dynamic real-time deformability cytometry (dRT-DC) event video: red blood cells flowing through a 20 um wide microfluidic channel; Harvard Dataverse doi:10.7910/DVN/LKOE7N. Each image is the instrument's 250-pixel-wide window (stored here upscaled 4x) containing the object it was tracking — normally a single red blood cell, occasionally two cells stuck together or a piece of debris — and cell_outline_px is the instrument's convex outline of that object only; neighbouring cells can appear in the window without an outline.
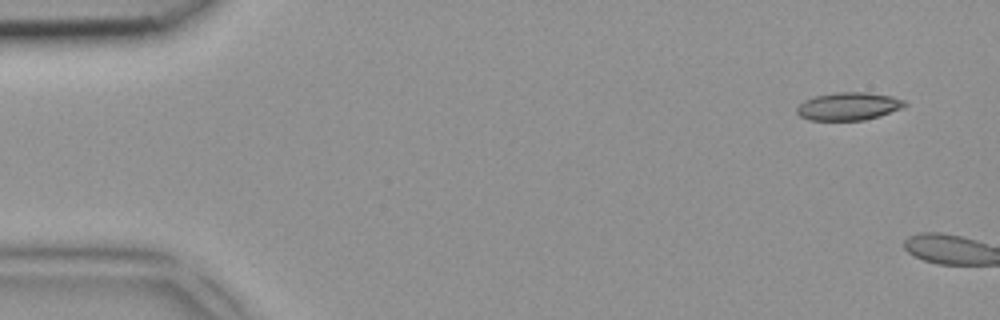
{"species": "common noctule bat (a hibernating species)", "species_latin": "Nyctalus noctula", "temperature_condition": "room temperature", "stored_images_in_passage": 4, "camera_frame_rate_fps": 3000, "um_per_image_px": 0.085, "animal": {"sex": "female", "body_mass_g": 18.4}, "frame": {"image": 1, "passage_image": 1, "time_ms": 0.0, "image_size_px": [1000, 320], "cell_outline_px": [[908, 104], [904, 108], [880, 116], [864, 120], [808, 120], [800, 116], [796, 112], [796, 108], [804, 100], [816, 96], [836, 92], [868, 92], [892, 96], [904, 100]], "centroid_in_image_um": [72.16, 9.03], "position_along_channel_um": 12.8, "area_um2": 17.69}}